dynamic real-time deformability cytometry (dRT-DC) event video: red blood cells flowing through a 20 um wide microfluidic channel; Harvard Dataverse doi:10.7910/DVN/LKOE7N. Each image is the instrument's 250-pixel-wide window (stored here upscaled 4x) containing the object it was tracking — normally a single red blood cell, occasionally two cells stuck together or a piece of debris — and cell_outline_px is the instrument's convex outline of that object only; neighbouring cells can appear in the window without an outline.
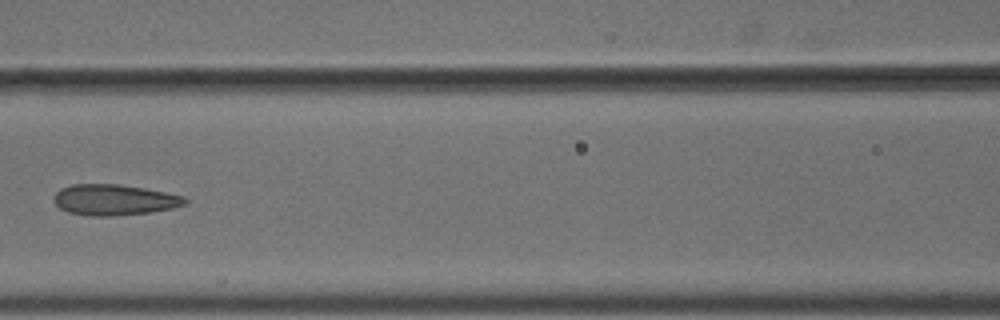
{"species": "common noctule bat (a hibernating species)", "species_latin": "Nyctalus noctula", "temperature_condition": "cold", "stored_images_in_passage": 8, "camera_frame_rate_fps": 3000, "um_per_image_px": 0.085, "animal": {"sex": "male", "body_mass_g": 18.8}, "frame": {"image": 1, "passage_image": 7, "time_ms": 2.0, "image_size_px": [1000, 320], "cell_outline_px": [[188, 200], [184, 204], [172, 208], [148, 212], [116, 216], [92, 216], [68, 212], [60, 208], [52, 200], [56, 192], [60, 188], [72, 184], [120, 184], [144, 188], [184, 196]], "centroid_in_image_um": [9.67, 16.98], "position_along_channel_um": 156.9, "area_um2": 23.52}}
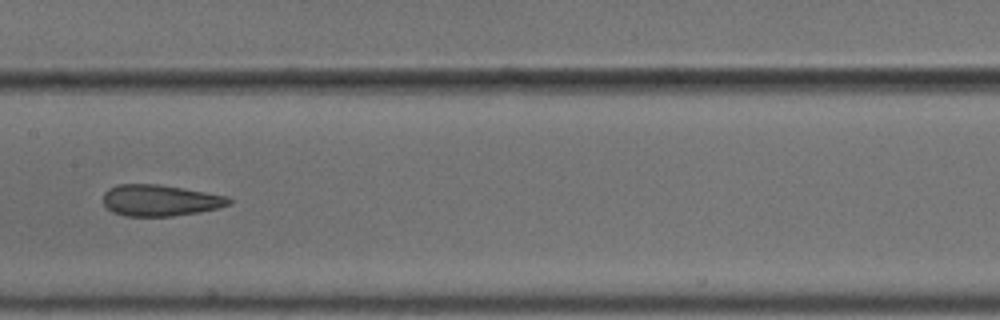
{"frame": {"image": 2, "passage_image": 8, "time_ms": 2.333, "image_size_px": [1000, 320], "cell_outline_px": [[232, 204], [220, 208], [172, 216], [124, 216], [112, 212], [104, 204], [104, 192], [108, 188], [120, 184], [160, 184], [228, 196], [232, 200]], "centroid_in_image_um": [13.62, 17.03], "position_along_channel_um": 193.8, "area_um2": 23.0}}